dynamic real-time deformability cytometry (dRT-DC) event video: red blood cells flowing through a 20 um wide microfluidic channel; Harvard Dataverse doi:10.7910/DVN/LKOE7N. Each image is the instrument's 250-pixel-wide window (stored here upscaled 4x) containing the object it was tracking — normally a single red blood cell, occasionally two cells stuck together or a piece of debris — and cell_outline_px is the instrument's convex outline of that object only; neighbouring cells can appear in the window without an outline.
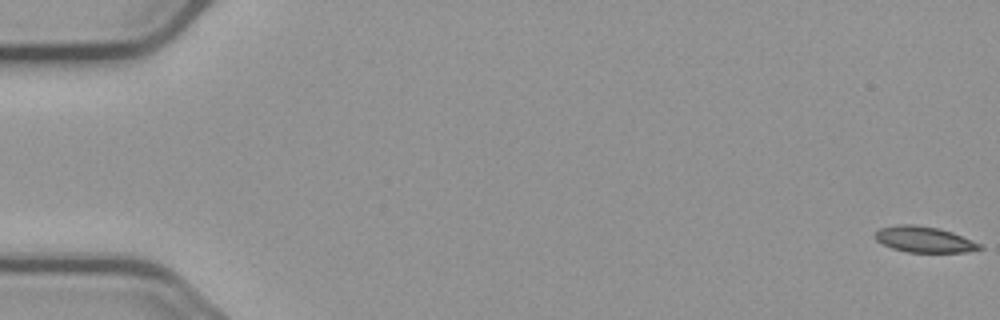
{"species": "common noctule bat (a hibernating species)", "species_latin": "Nyctalus noctula", "temperature_condition": "cold", "stored_images_in_passage": 5, "camera_frame_rate_fps": 3000, "um_per_image_px": 0.085, "animal": {"sex": "male", "body_mass_g": 23.1, "forearm_length_mm": 52.7}, "frame": {"image": 1, "passage_image": 1, "time_ms": 0.0, "image_size_px": [1000, 320], "cell_outline_px": [[984, 248], [968, 252], [908, 252], [892, 248], [876, 240], [876, 232], [880, 228], [896, 224], [916, 224], [936, 228], [952, 232], [980, 244]], "centroid_in_image_um": [78.55, 20.35], "position_along_channel_um": 6.4, "area_um2": 15.61}}